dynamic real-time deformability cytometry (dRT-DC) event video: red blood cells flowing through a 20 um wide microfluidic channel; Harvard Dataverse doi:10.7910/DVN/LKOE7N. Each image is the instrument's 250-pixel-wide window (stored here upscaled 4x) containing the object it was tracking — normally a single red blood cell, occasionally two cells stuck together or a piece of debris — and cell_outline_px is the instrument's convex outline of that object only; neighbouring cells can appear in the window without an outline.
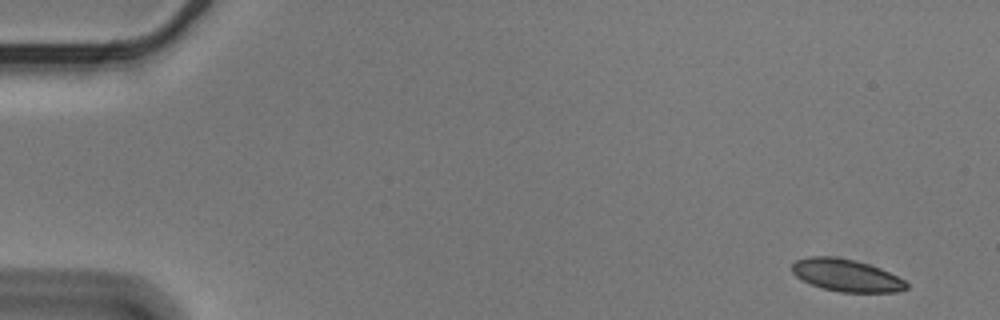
{"species": "Egyptian fruit bat (a non-hibernating species)", "species_latin": "Rousettus aegyptiacus", "temperature_condition": "cold", "stored_images_in_passage": 54, "camera_frame_rate_fps": 3000, "um_per_image_px": 0.085, "animal": {"sex": "male"}, "frame": {"image": 1, "passage_image": 1, "time_ms": 0.0, "image_size_px": [1000, 320], "cell_outline_px": [[908, 288], [896, 292], [840, 292], [820, 288], [796, 276], [792, 272], [792, 264], [796, 260], [808, 256], [836, 256], [856, 260], [880, 268], [904, 280], [908, 284]], "centroid_in_image_um": [71.92, 23.39], "position_along_channel_um": 13.1, "area_um2": 21.56}}
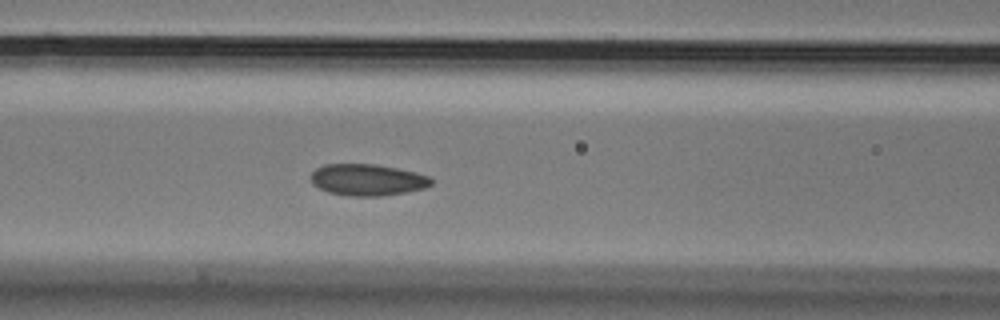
{"frame": {"image": 2, "passage_image": 22, "time_ms": 7.0, "image_size_px": [1000, 320], "cell_outline_px": [[432, 184], [424, 188], [404, 192], [380, 196], [348, 196], [328, 192], [312, 184], [312, 172], [316, 168], [324, 164], [376, 164], [396, 168], [428, 176], [432, 180]], "centroid_in_image_um": [31.2, 15.28], "position_along_channel_um": 135.4, "area_um2": 21.91}}
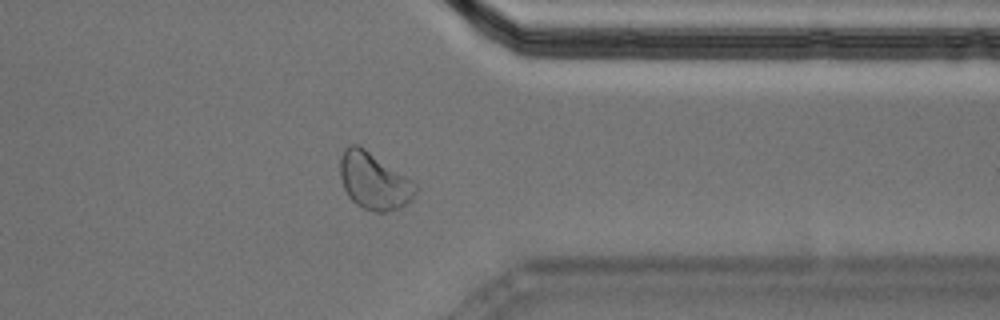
{"frame": {"image": 3, "passage_image": 43, "time_ms": 14.0, "image_size_px": [1000, 320], "cell_outline_px": [[420, 188], [412, 200], [400, 208], [388, 212], [372, 212], [356, 204], [348, 196], [344, 188], [340, 176], [340, 156], [344, 148], [348, 144], [360, 144], [412, 180]], "centroid_in_image_um": [31.8, 15.38], "position_along_channel_um": 379.6, "area_um2": 25.43}, "authors_computed_cell_mechanics": {"area_um2": 22.4264, "velocity_mm_per_s": 3.5532, "shape_relaxation_time_tau1_ms": 3.9922, "shape_relaxation_time_tau2_ms": 2.0157, "deformation_change_tau1": 0.0965, "deformation_change_tau2": 0.0621}}